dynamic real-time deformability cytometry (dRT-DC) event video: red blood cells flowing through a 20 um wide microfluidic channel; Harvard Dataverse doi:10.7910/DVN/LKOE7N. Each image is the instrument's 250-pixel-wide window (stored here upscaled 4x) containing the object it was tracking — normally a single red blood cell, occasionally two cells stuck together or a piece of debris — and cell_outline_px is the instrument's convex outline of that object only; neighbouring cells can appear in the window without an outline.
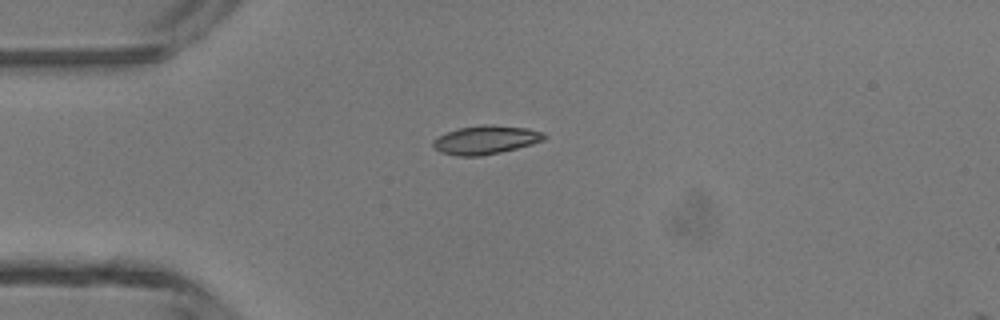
{"species": "common noctule bat (a hibernating species)", "species_latin": "Nyctalus noctula", "temperature_condition": "room temperature", "stored_images_in_passage": 1, "camera_frame_rate_fps": 3000, "um_per_image_px": 0.085, "animal": {"sex": "male", "body_mass_g": 13.3}, "frame": {"image": 1, "passage_image": 1, "time_ms": 0.0, "image_size_px": [1000, 320], "cell_outline_px": [[548, 136], [544, 140], [532, 144], [500, 152], [480, 156], [460, 156], [440, 152], [432, 144], [432, 140], [448, 132], [460, 128], [484, 124], [488, 124], [528, 128], [544, 132]], "centroid_in_image_um": [41.33, 11.88], "position_along_channel_um": 43.7, "area_um2": 18.38}}